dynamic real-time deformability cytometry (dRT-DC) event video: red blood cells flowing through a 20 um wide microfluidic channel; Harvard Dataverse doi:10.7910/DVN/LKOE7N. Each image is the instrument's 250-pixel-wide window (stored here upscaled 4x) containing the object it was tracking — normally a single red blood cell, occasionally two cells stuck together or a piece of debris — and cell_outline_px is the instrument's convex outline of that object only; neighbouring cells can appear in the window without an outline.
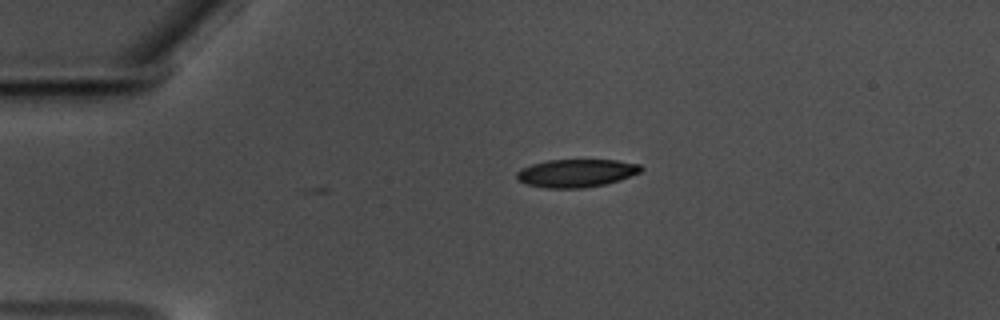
{"species": "common noctule bat (a hibernating species)", "species_latin": "Nyctalus noctula", "temperature_condition": "warm", "stored_images_in_passage": 2, "camera_frame_rate_fps": 3000, "um_per_image_px": 0.085, "animal": {"sex": "male", "body_mass_g": 17.5, "forearm_length_mm": 52.3}, "frame": {"image": 1, "passage_image": 1, "time_ms": 0.0, "image_size_px": [1000, 320], "cell_outline_px": [[644, 168], [640, 172], [620, 180], [604, 184], [584, 188], [548, 188], [528, 184], [520, 180], [516, 176], [516, 172], [520, 168], [532, 164], [548, 160], [616, 160], [640, 164]], "centroid_in_image_um": [49.0, 14.71], "position_along_channel_um": 36.0, "area_um2": 20.17}}